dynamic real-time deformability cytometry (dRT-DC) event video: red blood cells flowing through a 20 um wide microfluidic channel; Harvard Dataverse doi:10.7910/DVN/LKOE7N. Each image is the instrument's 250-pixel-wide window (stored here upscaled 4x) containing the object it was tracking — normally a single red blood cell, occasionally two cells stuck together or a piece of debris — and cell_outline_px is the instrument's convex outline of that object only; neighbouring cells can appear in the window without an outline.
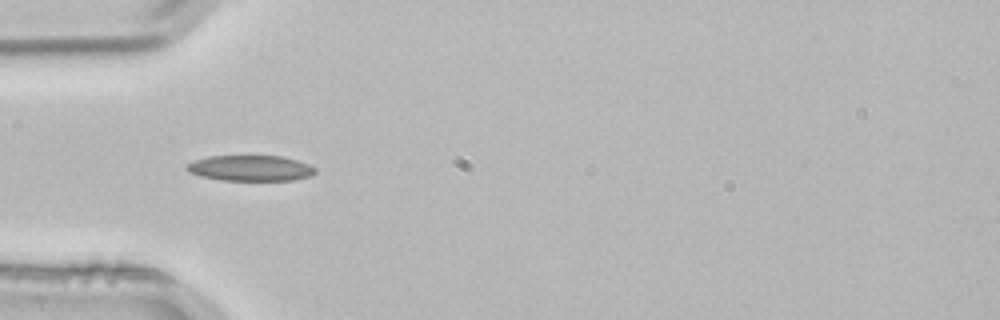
{"species": "common noctule bat (a hibernating species)", "species_latin": "Nyctalus noctula", "temperature_condition": "room temperature", "stored_images_in_passage": 4, "camera_frame_rate_fps": 3000, "um_per_image_px": 0.085, "animal": {"sex": "male", "body_mass_g": 21.5, "forearm_length_mm": 52.0}, "frame": {"image": 1, "passage_image": 4, "time_ms": 1.0, "image_size_px": [1000, 320], "cell_outline_px": [[316, 172], [312, 176], [292, 180], [220, 180], [200, 176], [188, 172], [184, 168], [184, 164], [208, 156], [284, 156], [308, 164], [316, 168]], "centroid_in_image_um": [21.26, 14.29], "position_along_channel_um": 63.7, "area_um2": 19.36}}